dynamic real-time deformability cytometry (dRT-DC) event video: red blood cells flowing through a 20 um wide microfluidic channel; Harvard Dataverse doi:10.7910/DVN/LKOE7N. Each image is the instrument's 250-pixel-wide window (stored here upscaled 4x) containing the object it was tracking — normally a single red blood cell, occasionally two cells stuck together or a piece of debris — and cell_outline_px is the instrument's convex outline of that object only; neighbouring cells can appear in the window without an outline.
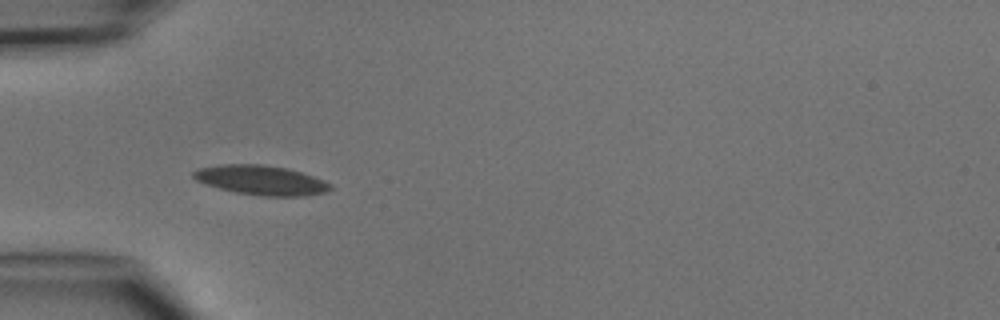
{"species": "common noctule bat (a hibernating species)", "species_latin": "Nyctalus noctula", "temperature_condition": "cold", "stored_images_in_passage": 6, "camera_frame_rate_fps": 3000, "um_per_image_px": 0.085, "animal": {"sex": "male", "body_mass_g": 15.6}, "frame": {"image": 1, "passage_image": 3, "time_ms": 2.333, "image_size_px": [1000, 320], "cell_outline_px": [[332, 188], [324, 192], [304, 196], [264, 196], [236, 192], [220, 188], [196, 180], [192, 176], [192, 172], [196, 168], [220, 164], [264, 164], [288, 168], [324, 180], [332, 184]], "centroid_in_image_um": [22.18, 15.3], "position_along_channel_um": 62.8, "area_um2": 23.52}}